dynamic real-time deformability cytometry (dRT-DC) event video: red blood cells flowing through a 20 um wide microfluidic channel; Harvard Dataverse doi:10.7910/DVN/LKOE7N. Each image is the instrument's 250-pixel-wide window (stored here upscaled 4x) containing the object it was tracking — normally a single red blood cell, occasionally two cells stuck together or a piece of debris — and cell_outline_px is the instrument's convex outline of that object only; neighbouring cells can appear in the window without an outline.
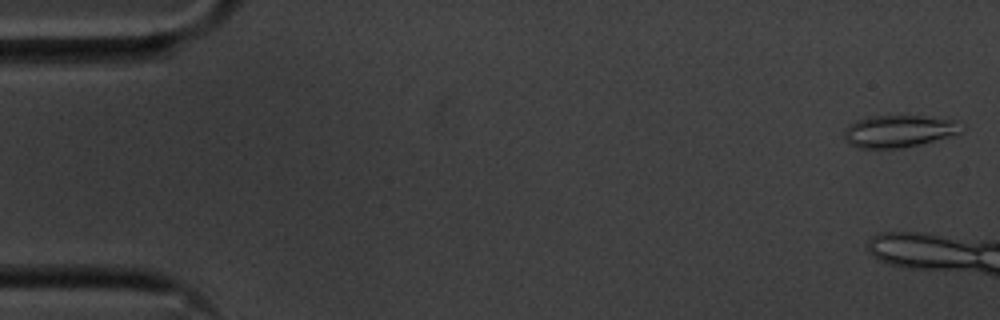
{"species": "common noctule bat (a hibernating species)", "species_latin": "Nyctalus noctula", "temperature_condition": "cold", "stored_images_in_passage": 9, "camera_frame_rate_fps": 3000, "um_per_image_px": 0.085, "animal": {"sex": "male", "body_mass_g": 20.1, "forearm_length_mm": 53.5}, "frame": {"image": 1, "passage_image": 1, "time_ms": 0.0, "image_size_px": [1000, 320], "cell_outline_px": [[964, 132], [920, 144], [904, 148], [856, 148], [848, 144], [844, 140], [844, 132], [848, 124], [856, 120], [868, 116], [924, 116], [956, 120], [964, 128]], "centroid_in_image_um": [76.38, 11.15], "position_along_channel_um": 8.6, "area_um2": 22.25}}